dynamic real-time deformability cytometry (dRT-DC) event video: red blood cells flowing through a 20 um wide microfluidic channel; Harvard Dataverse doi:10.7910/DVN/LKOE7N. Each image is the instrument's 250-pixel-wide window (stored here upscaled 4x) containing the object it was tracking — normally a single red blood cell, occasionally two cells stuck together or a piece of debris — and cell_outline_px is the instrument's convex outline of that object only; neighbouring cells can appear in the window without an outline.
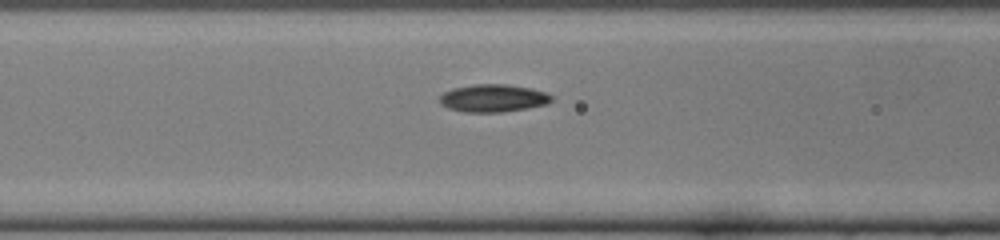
{"species": "common noctule bat (a hibernating species)", "species_latin": "Nyctalus noctula", "temperature_condition": "cold", "stored_images_in_passage": 16, "camera_frame_rate_fps": 3000, "um_per_image_px": 0.085, "animal": {"sex": "female", "body_mass_g": 22.0, "forearm_length_mm": 56.7}, "frame": {"image": 1, "passage_image": 14, "time_ms": 4.333, "image_size_px": [1000, 240], "cell_outline_px": [[552, 100], [548, 104], [528, 108], [504, 112], [464, 112], [448, 108], [440, 104], [440, 96], [444, 92], [452, 88], [476, 84], [504, 84], [532, 88], [544, 92], [552, 96]], "centroid_in_image_um": [41.92, 8.35], "position_along_channel_um": 124.7, "area_um2": 18.09}}